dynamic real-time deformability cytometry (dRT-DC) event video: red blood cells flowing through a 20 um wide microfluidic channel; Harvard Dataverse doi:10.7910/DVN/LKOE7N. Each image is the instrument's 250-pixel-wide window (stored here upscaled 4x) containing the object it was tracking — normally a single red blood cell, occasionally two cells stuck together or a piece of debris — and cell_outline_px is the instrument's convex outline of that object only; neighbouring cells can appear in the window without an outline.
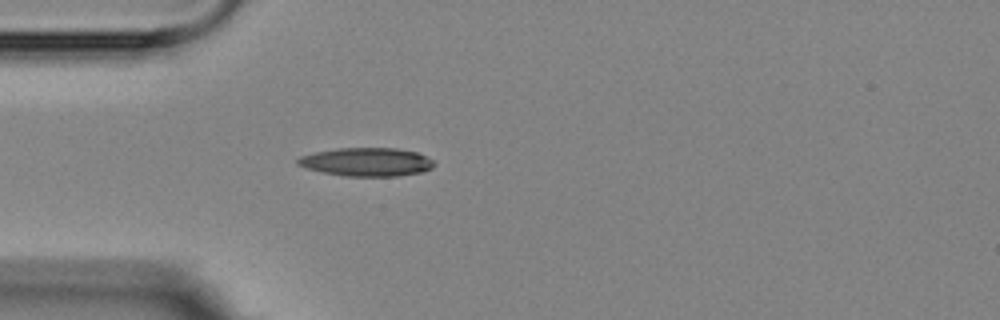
{"species": "Egyptian fruit bat (a non-hibernating species)", "species_latin": "Rousettus aegyptiacus", "temperature_condition": "room temperature", "stored_images_in_passage": 5, "camera_frame_rate_fps": 3000, "um_per_image_px": 0.085, "animal": {"sex": "female"}, "frame": {"image": 1, "passage_image": 5, "time_ms": 5.0, "image_size_px": [1000, 320], "cell_outline_px": [[436, 164], [432, 168], [424, 172], [400, 176], [344, 176], [324, 172], [308, 168], [296, 164], [296, 160], [300, 156], [316, 152], [340, 148], [396, 148], [416, 152], [432, 160]], "centroid_in_image_um": [31.2, 13.77], "position_along_channel_um": 53.8, "area_um2": 22.54}}